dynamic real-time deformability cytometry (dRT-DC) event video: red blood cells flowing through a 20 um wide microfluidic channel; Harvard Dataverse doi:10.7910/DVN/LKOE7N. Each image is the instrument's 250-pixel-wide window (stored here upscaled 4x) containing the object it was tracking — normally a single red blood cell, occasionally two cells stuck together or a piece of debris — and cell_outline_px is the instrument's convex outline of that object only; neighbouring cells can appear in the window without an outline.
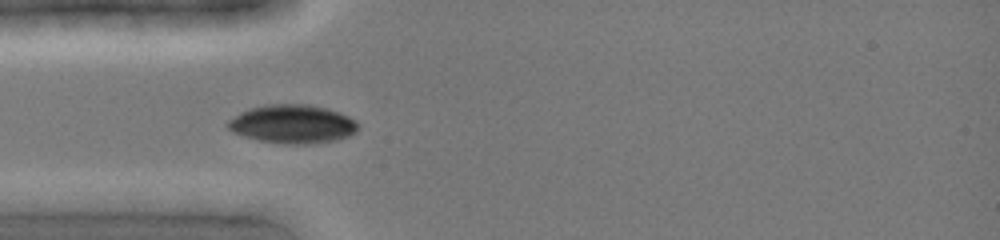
{"species": "common noctule bat (a hibernating species)", "species_latin": "Nyctalus noctula", "temperature_condition": "cold", "stored_images_in_passage": 3, "camera_frame_rate_fps": 3000, "um_per_image_px": 0.085, "animal": {"sex": "female", "body_mass_g": 19.0, "forearm_length_mm": 51.5}, "frame": {"image": 1, "passage_image": 1, "time_ms": 0.0, "image_size_px": [1000, 240], "cell_outline_px": [[360, 124], [356, 132], [348, 136], [336, 140], [308, 144], [288, 144], [260, 140], [244, 136], [232, 132], [224, 124], [228, 120], [240, 112], [248, 108], [264, 104], [312, 104], [328, 108], [340, 112], [356, 120]], "centroid_in_image_um": [24.87, 10.52], "position_along_channel_um": 60.1, "area_um2": 29.65}}